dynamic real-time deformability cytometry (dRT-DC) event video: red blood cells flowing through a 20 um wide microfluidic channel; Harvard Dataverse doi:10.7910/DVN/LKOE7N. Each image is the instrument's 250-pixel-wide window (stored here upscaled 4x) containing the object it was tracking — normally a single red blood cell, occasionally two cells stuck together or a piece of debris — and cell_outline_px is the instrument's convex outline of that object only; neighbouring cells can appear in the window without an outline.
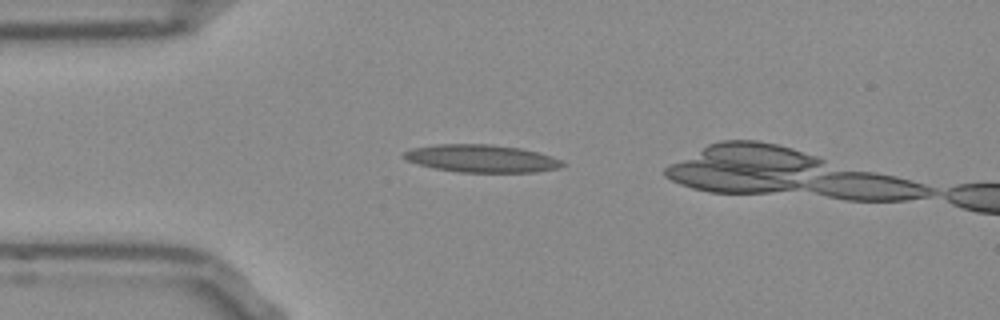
{"species": "Egyptian fruit bat (a non-hibernating species)", "species_latin": "Rousettus aegyptiacus", "temperature_condition": "room temperature", "stored_images_in_passage": 8, "camera_frame_rate_fps": 3000, "um_per_image_px": 0.085, "frame": {"image": 1, "passage_image": 5, "time_ms": 1.333, "image_size_px": [1000, 320], "cell_outline_px": [[568, 164], [560, 168], [536, 172], [460, 172], [432, 168], [404, 160], [400, 156], [404, 152], [412, 148], [436, 144], [492, 144], [520, 148], [540, 152], [552, 156]], "centroid_in_image_um": [40.92, 13.47], "position_along_channel_um": 44.1, "area_um2": 25.89}}